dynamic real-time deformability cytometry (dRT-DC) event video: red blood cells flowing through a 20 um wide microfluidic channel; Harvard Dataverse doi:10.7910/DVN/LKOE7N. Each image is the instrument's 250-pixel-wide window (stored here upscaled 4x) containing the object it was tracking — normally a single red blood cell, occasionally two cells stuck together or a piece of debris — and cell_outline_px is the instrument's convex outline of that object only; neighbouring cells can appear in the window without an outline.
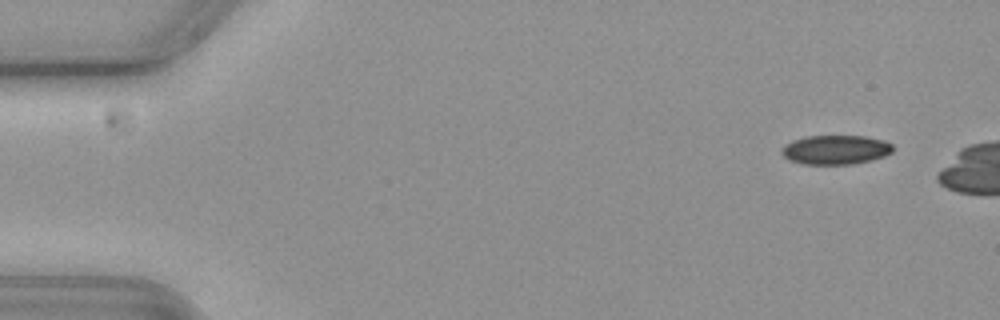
{"species": "common noctule bat (a hibernating species)", "species_latin": "Nyctalus noctula", "temperature_condition": "cold", "stored_images_in_passage": 7, "camera_frame_rate_fps": 3000, "um_per_image_px": 0.085, "animal": {"sex": "female", "body_mass_g": 19.3, "forearm_length_mm": 54.1}, "frame": {"image": 1, "passage_image": 2, "time_ms": 0.333, "image_size_px": [1000, 320], "cell_outline_px": [[892, 152], [884, 156], [872, 160], [852, 164], [804, 164], [788, 160], [780, 152], [780, 148], [784, 144], [792, 140], [804, 136], [864, 136], [884, 140], [892, 144]], "centroid_in_image_um": [70.98, 12.72], "position_along_channel_um": 14.0, "area_um2": 19.13}}